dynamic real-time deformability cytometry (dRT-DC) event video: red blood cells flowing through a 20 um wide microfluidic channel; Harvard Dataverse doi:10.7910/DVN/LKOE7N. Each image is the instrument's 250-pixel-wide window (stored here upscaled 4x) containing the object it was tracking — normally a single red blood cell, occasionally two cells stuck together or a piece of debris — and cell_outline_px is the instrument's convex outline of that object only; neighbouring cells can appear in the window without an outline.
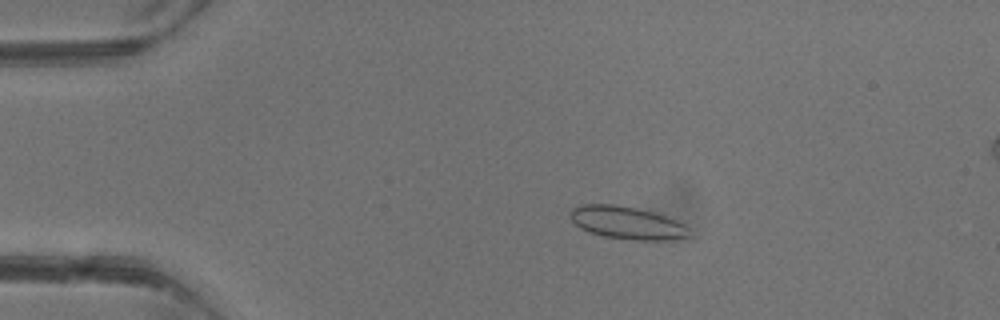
{"species": "common noctule bat (a hibernating species)", "species_latin": "Nyctalus noctula", "temperature_condition": "warm", "stored_images_in_passage": 4, "camera_frame_rate_fps": 3000, "um_per_image_px": 0.085, "animal": {"sex": "male", "body_mass_g": 13.3}, "frame": {"image": 1, "passage_image": 2, "time_ms": 2.0, "image_size_px": [1000, 320], "cell_outline_px": [[692, 236], [668, 240], [632, 240], [604, 236], [580, 228], [572, 220], [568, 212], [572, 208], [580, 204], [616, 204], [636, 208], [652, 212], [664, 216], [684, 224], [688, 228]], "centroid_in_image_um": [53.29, 18.93], "position_along_channel_um": 31.7, "area_um2": 22.6}}